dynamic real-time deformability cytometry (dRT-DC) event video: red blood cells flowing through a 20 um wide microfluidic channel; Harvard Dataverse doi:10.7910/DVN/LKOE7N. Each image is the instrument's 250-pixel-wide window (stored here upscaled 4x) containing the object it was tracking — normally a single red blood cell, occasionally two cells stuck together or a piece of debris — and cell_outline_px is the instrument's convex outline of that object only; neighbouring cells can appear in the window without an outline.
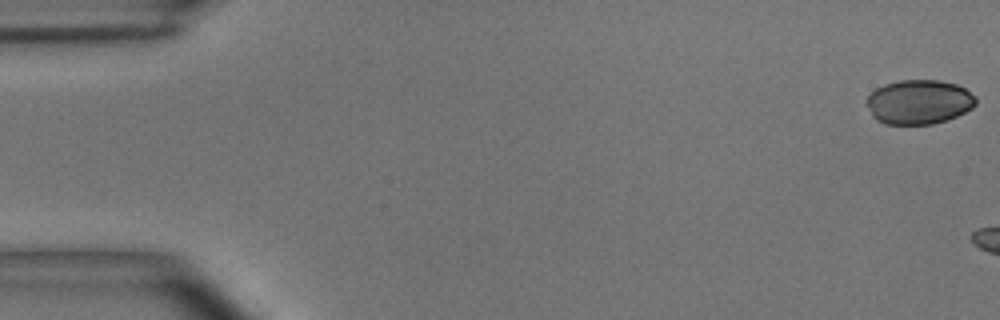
{"species": "common noctule bat (a hibernating species)", "species_latin": "Nyctalus noctula", "temperature_condition": "room temperature", "stored_images_in_passage": 6, "camera_frame_rate_fps": 3000, "um_per_image_px": 0.085, "animal": {"sex": "male", "body_mass_g": 15.6}, "frame": {"image": 1, "passage_image": 1, "time_ms": 0.0, "image_size_px": [1000, 320], "cell_outline_px": [[976, 104], [972, 108], [948, 120], [932, 124], [884, 124], [876, 120], [872, 116], [864, 100], [876, 88], [884, 84], [900, 80], [940, 80], [956, 84], [964, 88], [976, 96]], "centroid_in_image_um": [78.09, 8.67], "position_along_channel_um": 6.9, "area_um2": 28.5}}